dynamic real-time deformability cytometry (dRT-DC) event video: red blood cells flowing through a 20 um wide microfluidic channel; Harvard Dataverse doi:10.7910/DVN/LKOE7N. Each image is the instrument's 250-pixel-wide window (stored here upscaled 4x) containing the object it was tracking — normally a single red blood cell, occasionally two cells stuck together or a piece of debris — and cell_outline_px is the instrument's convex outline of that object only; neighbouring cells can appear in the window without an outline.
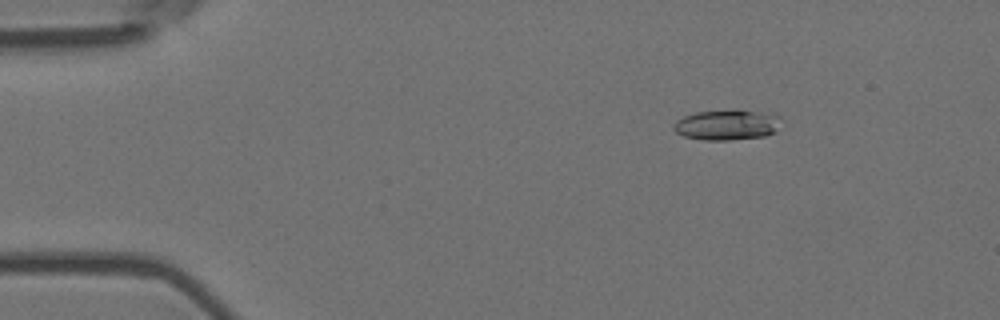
{"species": "Egyptian fruit bat (a non-hibernating species)", "species_latin": "Rousettus aegyptiacus", "temperature_condition": "room temperature", "stored_images_in_passage": 3, "camera_frame_rate_fps": 3000, "um_per_image_px": 0.085, "animal": {"sex": "female"}, "frame": {"image": 1, "passage_image": 1, "time_ms": 0.0, "image_size_px": [1000, 320], "cell_outline_px": [[780, 116], [776, 132], [764, 136], [728, 140], [704, 140], [684, 136], [676, 132], [672, 128], [672, 124], [676, 120], [684, 116], [696, 112], [752, 112]], "centroid_in_image_um": [61.71, 10.66], "position_along_channel_um": 23.3, "area_um2": 18.21}}